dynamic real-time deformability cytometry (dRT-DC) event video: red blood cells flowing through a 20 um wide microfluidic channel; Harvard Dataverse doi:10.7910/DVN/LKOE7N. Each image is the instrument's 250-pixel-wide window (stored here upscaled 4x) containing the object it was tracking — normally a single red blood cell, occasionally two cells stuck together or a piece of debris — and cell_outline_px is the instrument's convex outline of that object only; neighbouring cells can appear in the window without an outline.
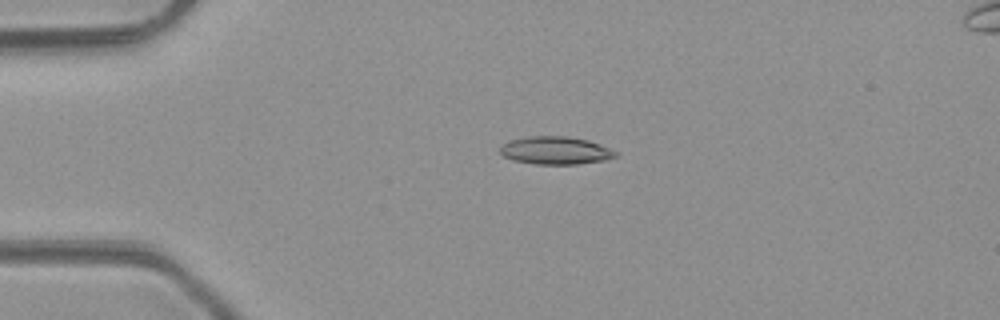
{"species": "common noctule bat (a hibernating species)", "species_latin": "Nyctalus noctula", "temperature_condition": "room temperature", "stored_images_in_passage": 5, "camera_frame_rate_fps": 3000, "um_per_image_px": 0.085, "animal": {"sex": "male", "body_mass_g": 23.1, "forearm_length_mm": 52.7}, "frame": {"image": 1, "passage_image": 4, "time_ms": 3.667, "image_size_px": [1000, 320], "cell_outline_px": [[620, 152], [616, 156], [604, 160], [576, 164], [536, 164], [512, 160], [504, 156], [500, 152], [500, 144], [512, 140], [528, 136], [568, 136], [588, 140], [600, 144]], "centroid_in_image_um": [47.23, 12.78], "position_along_channel_um": 37.8, "area_um2": 18.79}}